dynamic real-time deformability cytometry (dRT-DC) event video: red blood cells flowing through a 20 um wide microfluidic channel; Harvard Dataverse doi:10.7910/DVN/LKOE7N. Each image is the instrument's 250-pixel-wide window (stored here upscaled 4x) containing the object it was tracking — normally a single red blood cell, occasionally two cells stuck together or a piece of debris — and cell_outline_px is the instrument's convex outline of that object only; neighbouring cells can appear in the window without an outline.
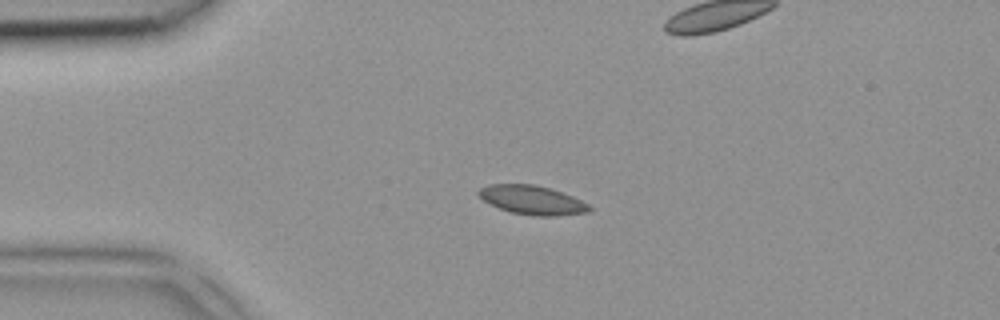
{"species": "common noctule bat (a hibernating species)", "species_latin": "Nyctalus noctula", "temperature_condition": "room temperature", "stored_images_in_passage": 7, "camera_frame_rate_fps": 3000, "um_per_image_px": 0.085, "animal": {"sex": "female", "body_mass_g": 18.4}, "frame": {"image": 1, "passage_image": 4, "time_ms": 1.0, "image_size_px": [1000, 320], "cell_outline_px": [[592, 212], [556, 216], [532, 216], [512, 212], [500, 208], [484, 200], [476, 192], [480, 188], [488, 184], [536, 184], [552, 188], [572, 196], [588, 204], [592, 208]], "centroid_in_image_um": [45.27, 17.0], "position_along_channel_um": 39.7, "area_um2": 18.79}}